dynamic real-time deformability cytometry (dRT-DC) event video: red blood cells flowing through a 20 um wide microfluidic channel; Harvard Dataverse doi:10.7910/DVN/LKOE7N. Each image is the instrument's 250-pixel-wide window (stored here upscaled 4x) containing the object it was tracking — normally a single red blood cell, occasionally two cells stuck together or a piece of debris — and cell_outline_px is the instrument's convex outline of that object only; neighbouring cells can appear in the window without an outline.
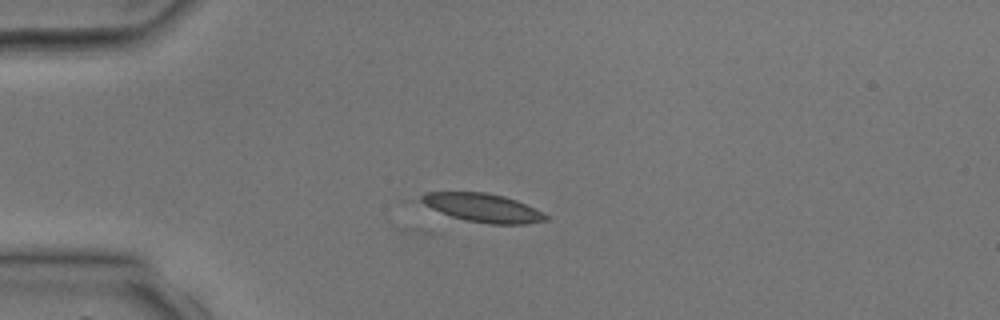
{"species": "common noctule bat (a hibernating species)", "species_latin": "Nyctalus noctula", "temperature_condition": "room temperature", "stored_images_in_passage": 30, "camera_frame_rate_fps": 3000, "um_per_image_px": 0.085, "animal": {"sex": "male", "body_mass_g": 17.9, "forearm_length_mm": 54.2}, "frame": {"image": 1, "passage_image": 1, "time_ms": 0.0, "image_size_px": [1000, 320], "cell_outline_px": [[548, 220], [528, 224], [492, 224], [468, 220], [452, 216], [432, 208], [416, 200], [424, 192], [484, 192], [504, 196], [516, 200], [548, 216]], "centroid_in_image_um": [41.0, 17.65], "position_along_channel_um": 44.0, "area_um2": 20.4}}
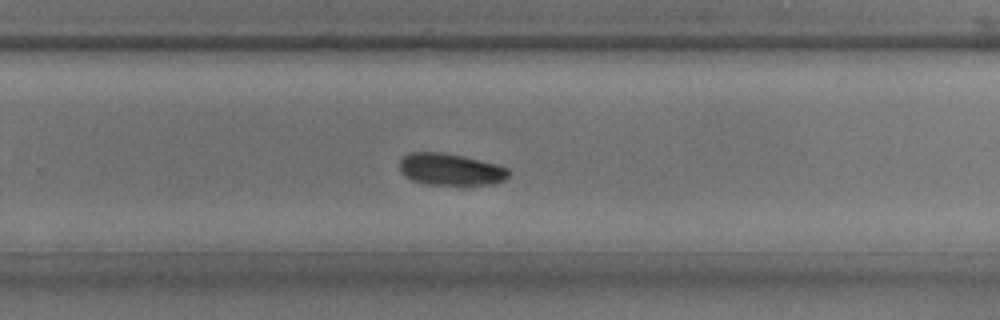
{"frame": {"image": 2, "passage_image": 17, "time_ms": 5.333, "image_size_px": [1000, 320], "cell_outline_px": [[512, 172], [504, 180], [496, 184], [472, 188], [464, 188], [428, 184], [412, 180], [404, 176], [400, 172], [400, 160], [408, 152], [440, 152], [460, 156], [496, 164], [508, 168]], "centroid_in_image_um": [38.35, 14.47], "position_along_channel_um": 291.5, "area_um2": 21.21}}
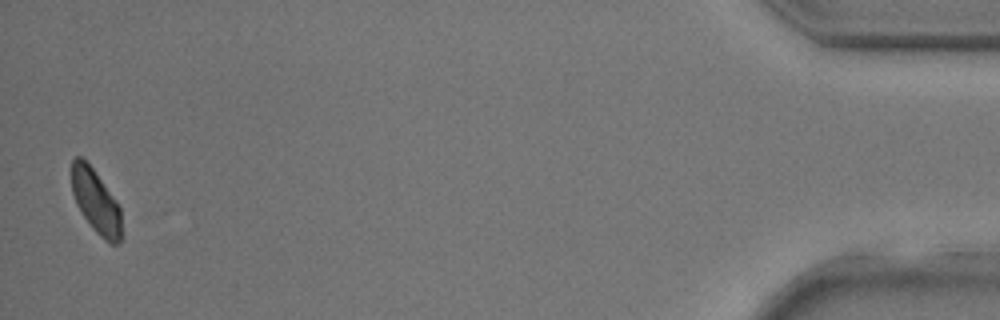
{"frame": {"image": 3, "passage_image": 30, "time_ms": 9.667, "image_size_px": [1000, 320], "cell_outline_px": [[120, 244], [108, 244], [92, 228], [76, 204], [72, 192], [72, 160], [76, 156], [80, 156], [92, 168], [120, 208]], "centroid_in_image_um": [8.12, 17.16], "position_along_channel_um": 427.1, "area_um2": 17.98}}